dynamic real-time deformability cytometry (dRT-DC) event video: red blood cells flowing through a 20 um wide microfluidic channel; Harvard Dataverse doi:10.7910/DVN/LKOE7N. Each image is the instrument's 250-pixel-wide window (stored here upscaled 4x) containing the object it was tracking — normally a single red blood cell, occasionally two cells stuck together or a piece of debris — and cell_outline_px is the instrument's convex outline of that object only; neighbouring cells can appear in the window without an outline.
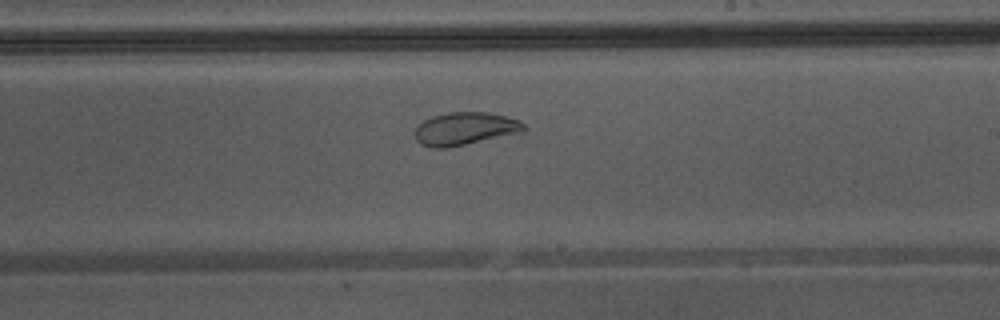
{"species": "Egyptian fruit bat (a non-hibernating species)", "species_latin": "Rousettus aegyptiacus", "temperature_condition": "warm", "stored_images_in_passage": 33, "camera_frame_rate_fps": 3000, "um_per_image_px": 0.085, "animal": {"sex": "male"}, "frame": {"image": 1, "passage_image": 15, "time_ms": 4.667, "image_size_px": [1000, 320], "cell_outline_px": [[524, 128], [520, 132], [464, 144], [444, 148], [432, 148], [420, 144], [416, 140], [416, 124], [432, 116], [448, 112], [484, 112], [504, 116], [520, 120], [524, 124]], "centroid_in_image_um": [39.45, 10.93], "position_along_channel_um": 249.5, "area_um2": 20.46}, "authors_computed_cell_mechanics": {"area_um2": 24.3338, "velocity_mm_per_s": 4.3424, "shape_relaxation_time_tau1_ms": null, "shape_relaxation_time_tau2_ms": 0.9182, "deformation_change_tau1": null, "deformation_change_tau2": 0.0442}}